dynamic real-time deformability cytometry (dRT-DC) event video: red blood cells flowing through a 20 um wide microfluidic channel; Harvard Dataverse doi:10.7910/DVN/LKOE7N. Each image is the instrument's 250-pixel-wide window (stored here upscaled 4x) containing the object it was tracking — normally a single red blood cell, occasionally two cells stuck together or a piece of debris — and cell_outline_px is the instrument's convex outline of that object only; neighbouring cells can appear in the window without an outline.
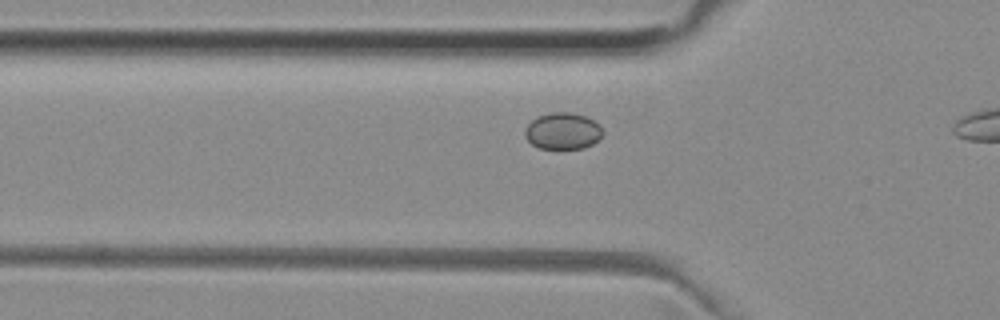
{"species": "common noctule bat (a hibernating species)", "species_latin": "Nyctalus noctula", "temperature_condition": "room temperature", "stored_images_in_passage": 13, "camera_frame_rate_fps": 3000, "um_per_image_px": 0.085, "animal": {"sex": "female", "body_mass_g": 29.2, "forearm_length_mm": 56.3}, "frame": {"image": 1, "passage_image": 11, "time_ms": 3.333, "image_size_px": [1000, 320], "cell_outline_px": [[604, 132], [600, 140], [584, 148], [540, 148], [532, 144], [524, 136], [524, 128], [536, 116], [552, 112], [568, 112], [584, 116], [600, 124]], "centroid_in_image_um": [47.84, 11.13], "position_along_channel_um": 78.0, "area_um2": 16.7}}